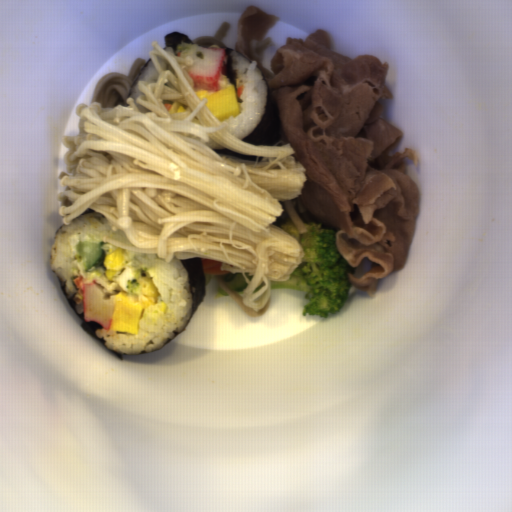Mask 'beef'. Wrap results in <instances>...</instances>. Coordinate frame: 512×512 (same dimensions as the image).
<instances>
[{
    "label": "beef",
    "instance_id": "1",
    "mask_svg": "<svg viewBox=\"0 0 512 512\" xmlns=\"http://www.w3.org/2000/svg\"><path fill=\"white\" fill-rule=\"evenodd\" d=\"M280 19L249 5L237 21L235 49L256 60L276 103L272 146L291 144L290 155L306 169L298 200L321 227L336 230L339 254L356 269L347 272L349 283L375 298L379 280L405 267L421 209V191L405 174L406 157L417 169V151L390 156L403 132L380 117L365 125L379 99H394L389 62L331 50L329 32L316 29L305 41L289 35L271 71L262 56L273 39L265 36Z\"/></svg>",
    "mask_w": 512,
    "mask_h": 512
}]
</instances>
